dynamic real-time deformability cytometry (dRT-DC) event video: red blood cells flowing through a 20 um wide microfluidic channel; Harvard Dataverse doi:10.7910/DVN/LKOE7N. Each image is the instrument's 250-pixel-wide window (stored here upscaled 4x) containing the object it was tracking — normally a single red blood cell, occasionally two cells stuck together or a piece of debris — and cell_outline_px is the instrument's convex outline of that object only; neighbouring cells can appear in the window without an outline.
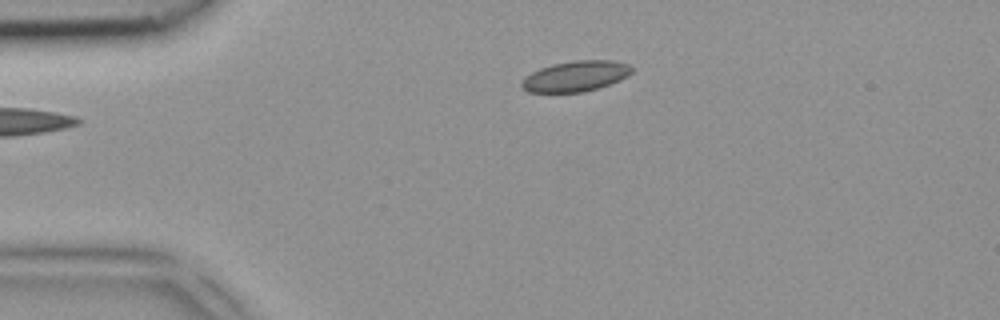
{"species": "common noctule bat (a hibernating species)", "species_latin": "Nyctalus noctula", "temperature_condition": "room temperature", "stored_images_in_passage": 4, "camera_frame_rate_fps": 3000, "um_per_image_px": 0.085, "animal": {"sex": "female", "body_mass_g": 18.4}, "frame": {"image": 1, "passage_image": 4, "time_ms": 1.0, "image_size_px": [1000, 320], "cell_outline_px": [[632, 72], [628, 76], [620, 80], [596, 88], [580, 92], [528, 92], [520, 84], [532, 72], [540, 68], [552, 64], [572, 60], [612, 60], [628, 64], [632, 68]], "centroid_in_image_um": [48.95, 6.46], "position_along_channel_um": 36.0, "area_um2": 19.36}}